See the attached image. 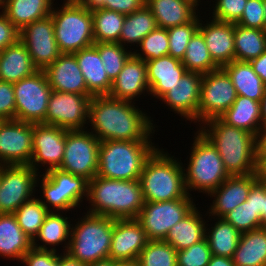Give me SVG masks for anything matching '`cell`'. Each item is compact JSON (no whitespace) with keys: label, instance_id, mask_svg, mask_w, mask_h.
Segmentation results:
<instances>
[{"label":"cell","instance_id":"obj_1","mask_svg":"<svg viewBox=\"0 0 266 266\" xmlns=\"http://www.w3.org/2000/svg\"><path fill=\"white\" fill-rule=\"evenodd\" d=\"M135 102L112 98L108 95L93 96L89 103L88 122L91 131L100 141L151 140L155 124ZM143 111V112H142ZM154 124V125H153ZM152 134V135H151Z\"/></svg>","mask_w":266,"mask_h":266},{"label":"cell","instance_id":"obj_2","mask_svg":"<svg viewBox=\"0 0 266 266\" xmlns=\"http://www.w3.org/2000/svg\"><path fill=\"white\" fill-rule=\"evenodd\" d=\"M199 127L197 130L216 148L230 176L258 173L254 134L228 125L219 117Z\"/></svg>","mask_w":266,"mask_h":266},{"label":"cell","instance_id":"obj_3","mask_svg":"<svg viewBox=\"0 0 266 266\" xmlns=\"http://www.w3.org/2000/svg\"><path fill=\"white\" fill-rule=\"evenodd\" d=\"M88 213L112 219H136L145 201L139 180L95 176L88 182Z\"/></svg>","mask_w":266,"mask_h":266},{"label":"cell","instance_id":"obj_4","mask_svg":"<svg viewBox=\"0 0 266 266\" xmlns=\"http://www.w3.org/2000/svg\"><path fill=\"white\" fill-rule=\"evenodd\" d=\"M163 150L156 148L144 163L139 182L145 202H163L189 196L183 163Z\"/></svg>","mask_w":266,"mask_h":266},{"label":"cell","instance_id":"obj_5","mask_svg":"<svg viewBox=\"0 0 266 266\" xmlns=\"http://www.w3.org/2000/svg\"><path fill=\"white\" fill-rule=\"evenodd\" d=\"M156 148L152 140L100 141L96 175L116 180H139L146 159Z\"/></svg>","mask_w":266,"mask_h":266},{"label":"cell","instance_id":"obj_6","mask_svg":"<svg viewBox=\"0 0 266 266\" xmlns=\"http://www.w3.org/2000/svg\"><path fill=\"white\" fill-rule=\"evenodd\" d=\"M72 223L67 254L86 265L109 258L113 225L116 219L85 213Z\"/></svg>","mask_w":266,"mask_h":266},{"label":"cell","instance_id":"obj_7","mask_svg":"<svg viewBox=\"0 0 266 266\" xmlns=\"http://www.w3.org/2000/svg\"><path fill=\"white\" fill-rule=\"evenodd\" d=\"M196 132L187 168H183L185 186L189 195L193 190L208 195L230 175L213 144L199 130Z\"/></svg>","mask_w":266,"mask_h":266},{"label":"cell","instance_id":"obj_8","mask_svg":"<svg viewBox=\"0 0 266 266\" xmlns=\"http://www.w3.org/2000/svg\"><path fill=\"white\" fill-rule=\"evenodd\" d=\"M57 8L53 7L51 17L61 53L73 54L94 45L92 14L76 0H64Z\"/></svg>","mask_w":266,"mask_h":266},{"label":"cell","instance_id":"obj_9","mask_svg":"<svg viewBox=\"0 0 266 266\" xmlns=\"http://www.w3.org/2000/svg\"><path fill=\"white\" fill-rule=\"evenodd\" d=\"M39 177L36 187L41 185L39 187L44 196L40 201L49 211L68 212L76 207L80 208L81 202L88 197L89 181L84 177L75 176L59 168L40 174Z\"/></svg>","mask_w":266,"mask_h":266},{"label":"cell","instance_id":"obj_10","mask_svg":"<svg viewBox=\"0 0 266 266\" xmlns=\"http://www.w3.org/2000/svg\"><path fill=\"white\" fill-rule=\"evenodd\" d=\"M15 92V120L45 124L48 102L52 93L46 74L37 70L32 75L13 83Z\"/></svg>","mask_w":266,"mask_h":266},{"label":"cell","instance_id":"obj_11","mask_svg":"<svg viewBox=\"0 0 266 266\" xmlns=\"http://www.w3.org/2000/svg\"><path fill=\"white\" fill-rule=\"evenodd\" d=\"M100 140L90 130L67 131L60 170L92 180L98 170Z\"/></svg>","mask_w":266,"mask_h":266},{"label":"cell","instance_id":"obj_12","mask_svg":"<svg viewBox=\"0 0 266 266\" xmlns=\"http://www.w3.org/2000/svg\"><path fill=\"white\" fill-rule=\"evenodd\" d=\"M192 195L163 202H145L136 220L149 240H164L169 230L196 205Z\"/></svg>","mask_w":266,"mask_h":266},{"label":"cell","instance_id":"obj_13","mask_svg":"<svg viewBox=\"0 0 266 266\" xmlns=\"http://www.w3.org/2000/svg\"><path fill=\"white\" fill-rule=\"evenodd\" d=\"M38 174L30 165H1L0 214H13L35 197Z\"/></svg>","mask_w":266,"mask_h":266},{"label":"cell","instance_id":"obj_14","mask_svg":"<svg viewBox=\"0 0 266 266\" xmlns=\"http://www.w3.org/2000/svg\"><path fill=\"white\" fill-rule=\"evenodd\" d=\"M237 96L229 75L222 67L203 74L198 124L201 125L209 119L220 117L233 105Z\"/></svg>","mask_w":266,"mask_h":266},{"label":"cell","instance_id":"obj_15","mask_svg":"<svg viewBox=\"0 0 266 266\" xmlns=\"http://www.w3.org/2000/svg\"><path fill=\"white\" fill-rule=\"evenodd\" d=\"M91 95L64 93L53 90L45 117V125L57 126L68 131L85 130L88 124Z\"/></svg>","mask_w":266,"mask_h":266},{"label":"cell","instance_id":"obj_16","mask_svg":"<svg viewBox=\"0 0 266 266\" xmlns=\"http://www.w3.org/2000/svg\"><path fill=\"white\" fill-rule=\"evenodd\" d=\"M19 40L27 48L38 70H44L62 54L55 39L51 15L23 27Z\"/></svg>","mask_w":266,"mask_h":266},{"label":"cell","instance_id":"obj_17","mask_svg":"<svg viewBox=\"0 0 266 266\" xmlns=\"http://www.w3.org/2000/svg\"><path fill=\"white\" fill-rule=\"evenodd\" d=\"M33 152V123L3 120L0 123V165H29Z\"/></svg>","mask_w":266,"mask_h":266},{"label":"cell","instance_id":"obj_18","mask_svg":"<svg viewBox=\"0 0 266 266\" xmlns=\"http://www.w3.org/2000/svg\"><path fill=\"white\" fill-rule=\"evenodd\" d=\"M68 130L51 125L33 124V152L30 166L38 173L43 165L48 172L62 163ZM41 164V165H40Z\"/></svg>","mask_w":266,"mask_h":266},{"label":"cell","instance_id":"obj_19","mask_svg":"<svg viewBox=\"0 0 266 266\" xmlns=\"http://www.w3.org/2000/svg\"><path fill=\"white\" fill-rule=\"evenodd\" d=\"M202 78V73L187 71L159 101L185 121L197 123Z\"/></svg>","mask_w":266,"mask_h":266},{"label":"cell","instance_id":"obj_20","mask_svg":"<svg viewBox=\"0 0 266 266\" xmlns=\"http://www.w3.org/2000/svg\"><path fill=\"white\" fill-rule=\"evenodd\" d=\"M148 242L146 232L136 219H116L109 258L115 261L138 260Z\"/></svg>","mask_w":266,"mask_h":266},{"label":"cell","instance_id":"obj_21","mask_svg":"<svg viewBox=\"0 0 266 266\" xmlns=\"http://www.w3.org/2000/svg\"><path fill=\"white\" fill-rule=\"evenodd\" d=\"M259 179L258 173L250 175L229 176L217 189L208 196L215 197L206 212L210 216L222 218L235 207L246 201L252 185Z\"/></svg>","mask_w":266,"mask_h":266},{"label":"cell","instance_id":"obj_22","mask_svg":"<svg viewBox=\"0 0 266 266\" xmlns=\"http://www.w3.org/2000/svg\"><path fill=\"white\" fill-rule=\"evenodd\" d=\"M144 93H150L147 65L145 61L132 54L112 82L108 96L134 102L137 101L136 97L138 99L142 94L145 96Z\"/></svg>","mask_w":266,"mask_h":266},{"label":"cell","instance_id":"obj_23","mask_svg":"<svg viewBox=\"0 0 266 266\" xmlns=\"http://www.w3.org/2000/svg\"><path fill=\"white\" fill-rule=\"evenodd\" d=\"M198 31L203 35L213 61L221 68L235 60L234 23L212 18L200 19Z\"/></svg>","mask_w":266,"mask_h":266},{"label":"cell","instance_id":"obj_24","mask_svg":"<svg viewBox=\"0 0 266 266\" xmlns=\"http://www.w3.org/2000/svg\"><path fill=\"white\" fill-rule=\"evenodd\" d=\"M43 71L52 90L90 95L74 54L62 53Z\"/></svg>","mask_w":266,"mask_h":266},{"label":"cell","instance_id":"obj_25","mask_svg":"<svg viewBox=\"0 0 266 266\" xmlns=\"http://www.w3.org/2000/svg\"><path fill=\"white\" fill-rule=\"evenodd\" d=\"M149 95L161 99L187 72L181 60L171 55L145 61Z\"/></svg>","mask_w":266,"mask_h":266},{"label":"cell","instance_id":"obj_26","mask_svg":"<svg viewBox=\"0 0 266 266\" xmlns=\"http://www.w3.org/2000/svg\"><path fill=\"white\" fill-rule=\"evenodd\" d=\"M145 5L153 13L157 27L166 29L191 22L200 11L195 0H146Z\"/></svg>","mask_w":266,"mask_h":266},{"label":"cell","instance_id":"obj_27","mask_svg":"<svg viewBox=\"0 0 266 266\" xmlns=\"http://www.w3.org/2000/svg\"><path fill=\"white\" fill-rule=\"evenodd\" d=\"M73 54L82 71L88 93L92 97L108 95L111 90L112 81L103 67L97 48L92 45Z\"/></svg>","mask_w":266,"mask_h":266},{"label":"cell","instance_id":"obj_28","mask_svg":"<svg viewBox=\"0 0 266 266\" xmlns=\"http://www.w3.org/2000/svg\"><path fill=\"white\" fill-rule=\"evenodd\" d=\"M63 214L66 216V213L55 211H50L47 214L38 234L32 240L33 248L57 252V249H55L56 246H59V244L62 245L65 242L63 246V253L67 252L71 237L72 224L69 223L71 222L69 219L70 217H65ZM39 240L43 245L39 244Z\"/></svg>","mask_w":266,"mask_h":266},{"label":"cell","instance_id":"obj_29","mask_svg":"<svg viewBox=\"0 0 266 266\" xmlns=\"http://www.w3.org/2000/svg\"><path fill=\"white\" fill-rule=\"evenodd\" d=\"M55 0H3L0 9L19 30L51 15Z\"/></svg>","mask_w":266,"mask_h":266},{"label":"cell","instance_id":"obj_30","mask_svg":"<svg viewBox=\"0 0 266 266\" xmlns=\"http://www.w3.org/2000/svg\"><path fill=\"white\" fill-rule=\"evenodd\" d=\"M37 70L20 40L0 52V81L15 83Z\"/></svg>","mask_w":266,"mask_h":266},{"label":"cell","instance_id":"obj_31","mask_svg":"<svg viewBox=\"0 0 266 266\" xmlns=\"http://www.w3.org/2000/svg\"><path fill=\"white\" fill-rule=\"evenodd\" d=\"M32 248V240L23 232L13 214H0V256L21 262Z\"/></svg>","mask_w":266,"mask_h":266},{"label":"cell","instance_id":"obj_32","mask_svg":"<svg viewBox=\"0 0 266 266\" xmlns=\"http://www.w3.org/2000/svg\"><path fill=\"white\" fill-rule=\"evenodd\" d=\"M195 206L181 221L168 232L164 241L180 251L205 238L206 221L202 212Z\"/></svg>","mask_w":266,"mask_h":266},{"label":"cell","instance_id":"obj_33","mask_svg":"<svg viewBox=\"0 0 266 266\" xmlns=\"http://www.w3.org/2000/svg\"><path fill=\"white\" fill-rule=\"evenodd\" d=\"M219 118L228 125L243 129L256 136L263 126L261 102L238 95L233 105Z\"/></svg>","mask_w":266,"mask_h":266},{"label":"cell","instance_id":"obj_34","mask_svg":"<svg viewBox=\"0 0 266 266\" xmlns=\"http://www.w3.org/2000/svg\"><path fill=\"white\" fill-rule=\"evenodd\" d=\"M222 68L229 75L237 95L261 102L266 85L253 71L250 62L234 60Z\"/></svg>","mask_w":266,"mask_h":266},{"label":"cell","instance_id":"obj_35","mask_svg":"<svg viewBox=\"0 0 266 266\" xmlns=\"http://www.w3.org/2000/svg\"><path fill=\"white\" fill-rule=\"evenodd\" d=\"M232 260L235 266H266V229L241 233Z\"/></svg>","mask_w":266,"mask_h":266},{"label":"cell","instance_id":"obj_36","mask_svg":"<svg viewBox=\"0 0 266 266\" xmlns=\"http://www.w3.org/2000/svg\"><path fill=\"white\" fill-rule=\"evenodd\" d=\"M213 218L214 224L207 228L206 224L205 238L208 242L212 255L233 257L241 233L235 227L223 218Z\"/></svg>","mask_w":266,"mask_h":266},{"label":"cell","instance_id":"obj_37","mask_svg":"<svg viewBox=\"0 0 266 266\" xmlns=\"http://www.w3.org/2000/svg\"><path fill=\"white\" fill-rule=\"evenodd\" d=\"M157 27L156 20L151 10L144 5L141 9L125 16L119 43L127 48L137 44ZM131 44V45H127Z\"/></svg>","mask_w":266,"mask_h":266},{"label":"cell","instance_id":"obj_38","mask_svg":"<svg viewBox=\"0 0 266 266\" xmlns=\"http://www.w3.org/2000/svg\"><path fill=\"white\" fill-rule=\"evenodd\" d=\"M235 60L247 61L266 51V30L246 28L234 23Z\"/></svg>","mask_w":266,"mask_h":266},{"label":"cell","instance_id":"obj_39","mask_svg":"<svg viewBox=\"0 0 266 266\" xmlns=\"http://www.w3.org/2000/svg\"><path fill=\"white\" fill-rule=\"evenodd\" d=\"M187 71L209 73L220 68L212 59L203 35L197 31L188 43L181 60Z\"/></svg>","mask_w":266,"mask_h":266},{"label":"cell","instance_id":"obj_40","mask_svg":"<svg viewBox=\"0 0 266 266\" xmlns=\"http://www.w3.org/2000/svg\"><path fill=\"white\" fill-rule=\"evenodd\" d=\"M125 16L107 9L92 13L95 43H119Z\"/></svg>","mask_w":266,"mask_h":266},{"label":"cell","instance_id":"obj_41","mask_svg":"<svg viewBox=\"0 0 266 266\" xmlns=\"http://www.w3.org/2000/svg\"><path fill=\"white\" fill-rule=\"evenodd\" d=\"M49 212L40 198L34 197L23 203L13 215L23 232L33 240Z\"/></svg>","mask_w":266,"mask_h":266},{"label":"cell","instance_id":"obj_42","mask_svg":"<svg viewBox=\"0 0 266 266\" xmlns=\"http://www.w3.org/2000/svg\"><path fill=\"white\" fill-rule=\"evenodd\" d=\"M138 261L140 266H177V251L164 240H149Z\"/></svg>","mask_w":266,"mask_h":266},{"label":"cell","instance_id":"obj_43","mask_svg":"<svg viewBox=\"0 0 266 266\" xmlns=\"http://www.w3.org/2000/svg\"><path fill=\"white\" fill-rule=\"evenodd\" d=\"M97 48L103 67L113 82L123 69L125 62L133 54L132 50L123 47L120 43H94Z\"/></svg>","mask_w":266,"mask_h":266},{"label":"cell","instance_id":"obj_44","mask_svg":"<svg viewBox=\"0 0 266 266\" xmlns=\"http://www.w3.org/2000/svg\"><path fill=\"white\" fill-rule=\"evenodd\" d=\"M222 218L232 224L240 233L261 228V217L252 206V187L246 201L225 214Z\"/></svg>","mask_w":266,"mask_h":266},{"label":"cell","instance_id":"obj_45","mask_svg":"<svg viewBox=\"0 0 266 266\" xmlns=\"http://www.w3.org/2000/svg\"><path fill=\"white\" fill-rule=\"evenodd\" d=\"M138 47H140L139 50L133 48L130 49L134 50L133 54L143 61L153 60L168 55L169 40L167 29L156 27L142 39Z\"/></svg>","mask_w":266,"mask_h":266},{"label":"cell","instance_id":"obj_46","mask_svg":"<svg viewBox=\"0 0 266 266\" xmlns=\"http://www.w3.org/2000/svg\"><path fill=\"white\" fill-rule=\"evenodd\" d=\"M200 13L191 22L167 29L169 40L168 55L182 60L193 35L199 29Z\"/></svg>","mask_w":266,"mask_h":266},{"label":"cell","instance_id":"obj_47","mask_svg":"<svg viewBox=\"0 0 266 266\" xmlns=\"http://www.w3.org/2000/svg\"><path fill=\"white\" fill-rule=\"evenodd\" d=\"M212 256L206 238L192 246L177 251V266H207Z\"/></svg>","mask_w":266,"mask_h":266},{"label":"cell","instance_id":"obj_48","mask_svg":"<svg viewBox=\"0 0 266 266\" xmlns=\"http://www.w3.org/2000/svg\"><path fill=\"white\" fill-rule=\"evenodd\" d=\"M212 18L215 20L237 23L244 11L247 0H215ZM215 5V6H214Z\"/></svg>","mask_w":266,"mask_h":266},{"label":"cell","instance_id":"obj_49","mask_svg":"<svg viewBox=\"0 0 266 266\" xmlns=\"http://www.w3.org/2000/svg\"><path fill=\"white\" fill-rule=\"evenodd\" d=\"M236 24L246 28L266 30L263 0H247L242 16Z\"/></svg>","mask_w":266,"mask_h":266},{"label":"cell","instance_id":"obj_50","mask_svg":"<svg viewBox=\"0 0 266 266\" xmlns=\"http://www.w3.org/2000/svg\"><path fill=\"white\" fill-rule=\"evenodd\" d=\"M16 112L13 83L0 81V119L14 120Z\"/></svg>","mask_w":266,"mask_h":266},{"label":"cell","instance_id":"obj_51","mask_svg":"<svg viewBox=\"0 0 266 266\" xmlns=\"http://www.w3.org/2000/svg\"><path fill=\"white\" fill-rule=\"evenodd\" d=\"M24 266H57L58 252L31 248L21 261Z\"/></svg>","mask_w":266,"mask_h":266},{"label":"cell","instance_id":"obj_52","mask_svg":"<svg viewBox=\"0 0 266 266\" xmlns=\"http://www.w3.org/2000/svg\"><path fill=\"white\" fill-rule=\"evenodd\" d=\"M20 30L0 12V52L19 40Z\"/></svg>","mask_w":266,"mask_h":266},{"label":"cell","instance_id":"obj_53","mask_svg":"<svg viewBox=\"0 0 266 266\" xmlns=\"http://www.w3.org/2000/svg\"><path fill=\"white\" fill-rule=\"evenodd\" d=\"M146 0H106V9L128 15L141 9Z\"/></svg>","mask_w":266,"mask_h":266},{"label":"cell","instance_id":"obj_54","mask_svg":"<svg viewBox=\"0 0 266 266\" xmlns=\"http://www.w3.org/2000/svg\"><path fill=\"white\" fill-rule=\"evenodd\" d=\"M266 194V183L260 178L252 185V206L261 217L263 214V197Z\"/></svg>","mask_w":266,"mask_h":266},{"label":"cell","instance_id":"obj_55","mask_svg":"<svg viewBox=\"0 0 266 266\" xmlns=\"http://www.w3.org/2000/svg\"><path fill=\"white\" fill-rule=\"evenodd\" d=\"M256 161L258 166L266 159V126H262L255 136Z\"/></svg>","mask_w":266,"mask_h":266},{"label":"cell","instance_id":"obj_56","mask_svg":"<svg viewBox=\"0 0 266 266\" xmlns=\"http://www.w3.org/2000/svg\"><path fill=\"white\" fill-rule=\"evenodd\" d=\"M253 71L261 78L262 82L266 85V51L257 58L249 61Z\"/></svg>","mask_w":266,"mask_h":266},{"label":"cell","instance_id":"obj_57","mask_svg":"<svg viewBox=\"0 0 266 266\" xmlns=\"http://www.w3.org/2000/svg\"><path fill=\"white\" fill-rule=\"evenodd\" d=\"M91 14L106 9V0H76Z\"/></svg>","mask_w":266,"mask_h":266},{"label":"cell","instance_id":"obj_58","mask_svg":"<svg viewBox=\"0 0 266 266\" xmlns=\"http://www.w3.org/2000/svg\"><path fill=\"white\" fill-rule=\"evenodd\" d=\"M57 266H87L84 263L79 262L78 260L72 258L67 253L58 252V263Z\"/></svg>","mask_w":266,"mask_h":266},{"label":"cell","instance_id":"obj_59","mask_svg":"<svg viewBox=\"0 0 266 266\" xmlns=\"http://www.w3.org/2000/svg\"><path fill=\"white\" fill-rule=\"evenodd\" d=\"M207 266H235L232 258L212 255Z\"/></svg>","mask_w":266,"mask_h":266},{"label":"cell","instance_id":"obj_60","mask_svg":"<svg viewBox=\"0 0 266 266\" xmlns=\"http://www.w3.org/2000/svg\"><path fill=\"white\" fill-rule=\"evenodd\" d=\"M87 266H116V261L111 258H106L88 264Z\"/></svg>","mask_w":266,"mask_h":266},{"label":"cell","instance_id":"obj_61","mask_svg":"<svg viewBox=\"0 0 266 266\" xmlns=\"http://www.w3.org/2000/svg\"><path fill=\"white\" fill-rule=\"evenodd\" d=\"M261 120L262 125L266 126V90L261 100Z\"/></svg>","mask_w":266,"mask_h":266},{"label":"cell","instance_id":"obj_62","mask_svg":"<svg viewBox=\"0 0 266 266\" xmlns=\"http://www.w3.org/2000/svg\"><path fill=\"white\" fill-rule=\"evenodd\" d=\"M259 178L266 183V159L258 166Z\"/></svg>","mask_w":266,"mask_h":266},{"label":"cell","instance_id":"obj_63","mask_svg":"<svg viewBox=\"0 0 266 266\" xmlns=\"http://www.w3.org/2000/svg\"><path fill=\"white\" fill-rule=\"evenodd\" d=\"M116 266H140L138 260L116 261Z\"/></svg>","mask_w":266,"mask_h":266},{"label":"cell","instance_id":"obj_64","mask_svg":"<svg viewBox=\"0 0 266 266\" xmlns=\"http://www.w3.org/2000/svg\"><path fill=\"white\" fill-rule=\"evenodd\" d=\"M261 228L266 229V194L263 197V214L261 215Z\"/></svg>","mask_w":266,"mask_h":266},{"label":"cell","instance_id":"obj_65","mask_svg":"<svg viewBox=\"0 0 266 266\" xmlns=\"http://www.w3.org/2000/svg\"><path fill=\"white\" fill-rule=\"evenodd\" d=\"M263 6H264V14H265V22H266V0H263Z\"/></svg>","mask_w":266,"mask_h":266}]
</instances>
